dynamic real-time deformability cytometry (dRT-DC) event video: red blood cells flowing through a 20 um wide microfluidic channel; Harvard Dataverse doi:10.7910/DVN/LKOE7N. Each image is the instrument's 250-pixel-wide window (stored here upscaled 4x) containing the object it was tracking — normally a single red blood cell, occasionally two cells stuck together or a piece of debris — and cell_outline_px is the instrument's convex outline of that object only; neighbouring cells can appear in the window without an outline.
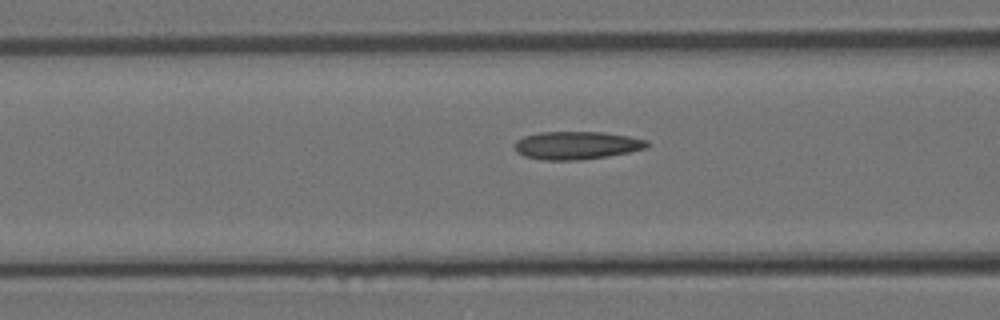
{"species": "Egyptian fruit bat (a non-hibernating species)", "species_latin": "Rousettus aegyptiacus", "temperature_condition": "room temperature", "stored_images_in_passage": 32, "camera_frame_rate_fps": 3000, "um_per_image_px": 0.085, "animal": {"sex": "female"}, "frame": {"image": 1, "passage_image": 14, "time_ms": 4.333, "image_size_px": [1000, 320], "cell_outline_px": [[648, 148], [608, 156], [580, 160], [544, 160], [524, 156], [516, 152], [512, 144], [516, 140], [524, 136], [540, 132], [604, 132], [628, 136], [648, 140]], "centroid_in_image_um": [48.98, 12.35], "position_along_channel_um": 117.6, "area_um2": 21.73}}
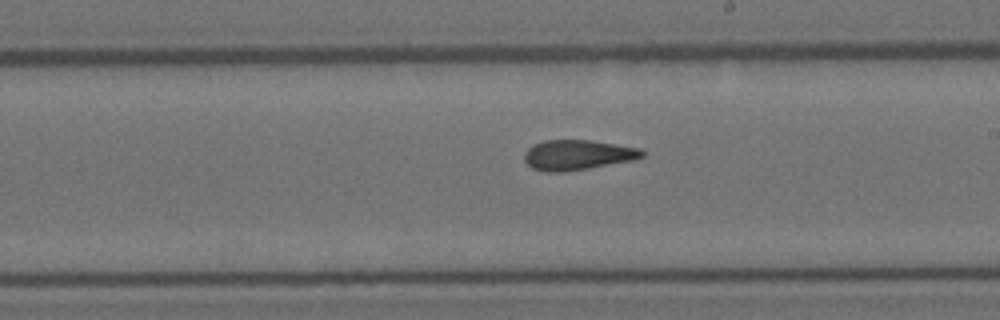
{"frame": {"image": 2, "passage_image": 22, "time_ms": 7.0, "image_size_px": [1000, 320], "cell_outline_px": [[644, 156], [636, 160], [564, 172], [544, 172], [532, 168], [524, 160], [524, 152], [532, 144], [544, 140], [592, 140], [640, 148], [644, 152]], "centroid_in_image_um": [49.09, 13.17], "position_along_channel_um": 239.9, "area_um2": 20.87}}
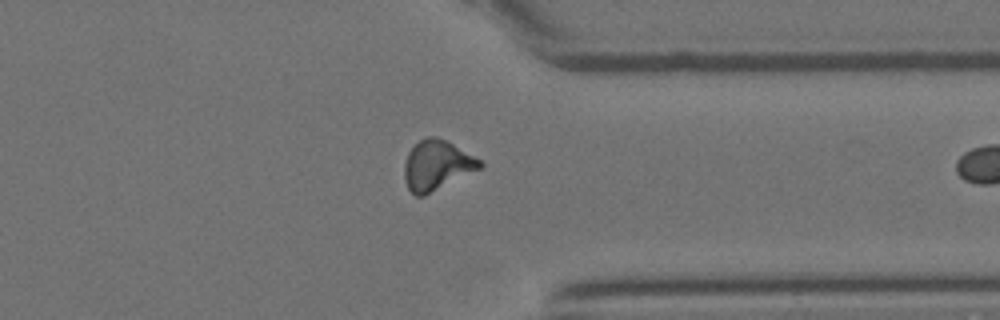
{"frame": {"image": 3, "passage_image": 31, "time_ms": 10.0, "image_size_px": [1000, 320], "cell_outline_px": [[484, 164], [480, 168], [424, 196], [416, 196], [408, 188], [404, 180], [404, 164], [408, 152], [420, 140], [428, 136], [436, 136], [448, 140], [480, 160]], "centroid_in_image_um": [37.11, 14.03], "position_along_channel_um": 374.3, "area_um2": 21.79}}